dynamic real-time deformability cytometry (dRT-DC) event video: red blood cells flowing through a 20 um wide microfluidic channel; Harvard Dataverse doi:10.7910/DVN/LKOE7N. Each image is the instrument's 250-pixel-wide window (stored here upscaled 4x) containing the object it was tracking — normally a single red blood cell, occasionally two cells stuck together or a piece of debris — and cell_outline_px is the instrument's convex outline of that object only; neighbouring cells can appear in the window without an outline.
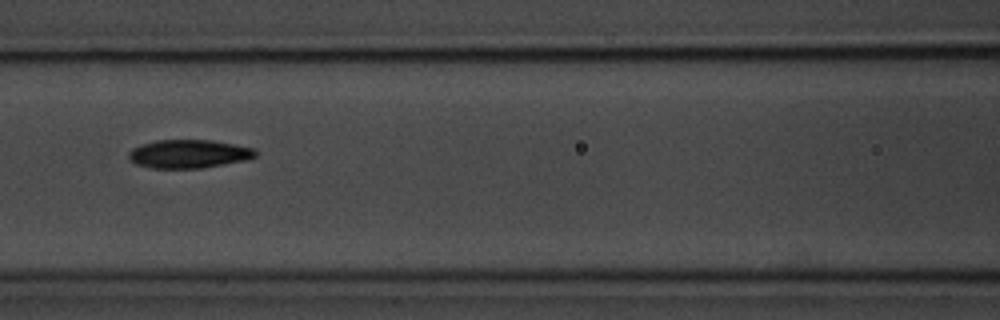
{"species": "common noctule bat (a hibernating species)", "species_latin": "Nyctalus noctula", "temperature_condition": "room temperature", "stored_images_in_passage": 6, "camera_frame_rate_fps": 3000, "um_per_image_px": 0.085, "animal": {"sex": "male", "body_mass_g": 20.1, "forearm_length_mm": 53.5}, "frame": {"image": 1, "passage_image": 6, "time_ms": 5.667, "image_size_px": [1000, 320], "cell_outline_px": [[256, 156], [244, 160], [200, 168], [152, 168], [136, 164], [128, 156], [128, 152], [132, 148], [140, 144], [156, 140], [212, 140], [256, 148]], "centroid_in_image_um": [16.02, 13.07], "position_along_channel_um": 150.6, "area_um2": 20.92}}